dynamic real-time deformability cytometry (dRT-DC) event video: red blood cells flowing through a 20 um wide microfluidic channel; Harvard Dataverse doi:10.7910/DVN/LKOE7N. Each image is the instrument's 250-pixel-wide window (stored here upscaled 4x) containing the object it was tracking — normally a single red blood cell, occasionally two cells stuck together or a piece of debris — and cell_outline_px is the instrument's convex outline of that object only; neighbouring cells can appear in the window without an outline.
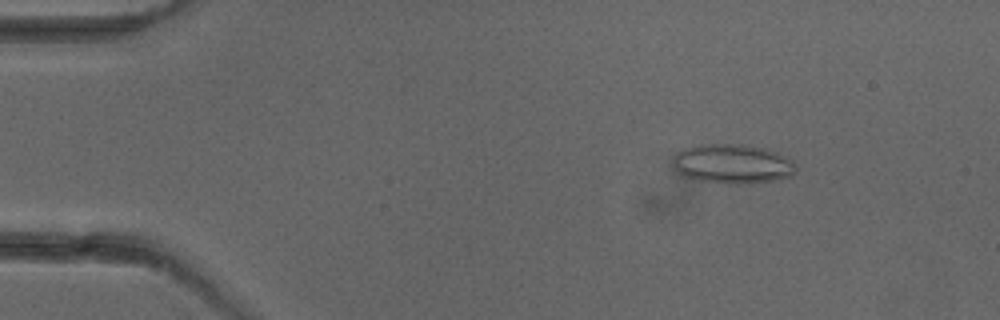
{"species": "common noctule bat (a hibernating species)", "species_latin": "Nyctalus noctula", "temperature_condition": "cold", "stored_images_in_passage": 4, "camera_frame_rate_fps": 3000, "um_per_image_px": 0.085, "animal": {"sex": "female"}, "frame": {"image": 1, "passage_image": 2, "time_ms": 1.0, "image_size_px": [1000, 320], "cell_outline_px": [[796, 168], [792, 176], [772, 180], [740, 184], [732, 184], [700, 180], [684, 176], [672, 168], [672, 160], [676, 152], [692, 144], [744, 144], [764, 148], [788, 156], [796, 164]], "centroid_in_image_um": [62.23, 13.9], "position_along_channel_um": 22.8, "area_um2": 28.55}}